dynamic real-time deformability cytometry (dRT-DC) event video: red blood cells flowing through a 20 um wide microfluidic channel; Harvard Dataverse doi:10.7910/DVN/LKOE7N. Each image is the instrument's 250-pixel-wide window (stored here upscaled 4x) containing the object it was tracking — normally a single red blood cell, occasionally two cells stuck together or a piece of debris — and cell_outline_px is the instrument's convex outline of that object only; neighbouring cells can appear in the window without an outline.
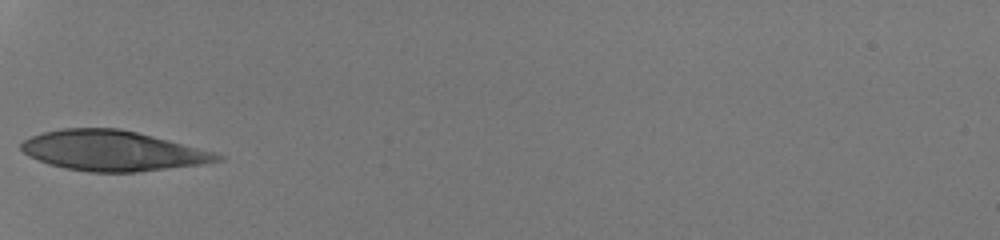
{"species": "human", "species_latin": "Homo sapiens", "temperature_condition": "room temperature", "stored_images_in_passage": 6, "camera_frame_rate_fps": 3000, "um_per_image_px": 0.085, "donor": {"sex": "male"}, "frame": {"image": 1, "passage_image": 1, "time_ms": 0.0, "image_size_px": [1000, 240], "cell_outline_px": [[224, 160], [204, 164], [136, 172], [88, 172], [64, 168], [48, 164], [28, 156], [20, 148], [20, 144], [24, 140], [32, 136], [44, 132], [64, 128], [120, 128], [168, 140], [212, 152], [224, 156]], "centroid_in_image_um": [9.54, 12.82], "position_along_channel_um": 75.5, "area_um2": 45.66}}
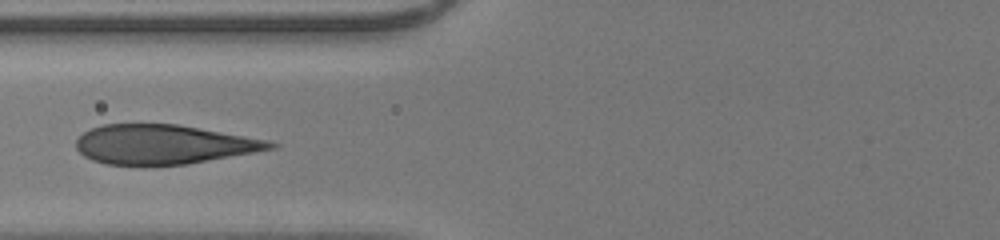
{"frame": {"image": 2, "passage_image": 4, "time_ms": 1.0, "image_size_px": [1000, 240], "cell_outline_px": [[280, 144], [276, 148], [256, 152], [184, 164], [108, 164], [92, 160], [84, 156], [76, 148], [76, 140], [84, 132], [92, 128], [104, 124], [180, 124], [268, 140]], "centroid_in_image_um": [13.92, 12.26], "position_along_channel_um": 111.9, "area_um2": 44.16}}